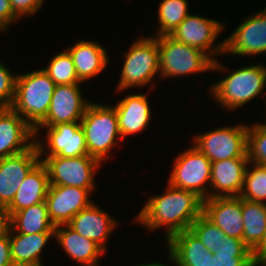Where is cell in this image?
Listing matches in <instances>:
<instances>
[{
    "label": "cell",
    "instance_id": "1",
    "mask_svg": "<svg viewBox=\"0 0 266 266\" xmlns=\"http://www.w3.org/2000/svg\"><path fill=\"white\" fill-rule=\"evenodd\" d=\"M162 195L150 197L137 215V222L147 229L165 225L166 240L174 234L190 229L191 224L202 214L203 199L195 192L167 185Z\"/></svg>",
    "mask_w": 266,
    "mask_h": 266
},
{
    "label": "cell",
    "instance_id": "2",
    "mask_svg": "<svg viewBox=\"0 0 266 266\" xmlns=\"http://www.w3.org/2000/svg\"><path fill=\"white\" fill-rule=\"evenodd\" d=\"M16 76L11 108L35 129L47 116L56 84L43 69Z\"/></svg>",
    "mask_w": 266,
    "mask_h": 266
},
{
    "label": "cell",
    "instance_id": "3",
    "mask_svg": "<svg viewBox=\"0 0 266 266\" xmlns=\"http://www.w3.org/2000/svg\"><path fill=\"white\" fill-rule=\"evenodd\" d=\"M160 76L175 77L209 70H224V65L213 61L195 47L178 42L170 35L157 36Z\"/></svg>",
    "mask_w": 266,
    "mask_h": 266
},
{
    "label": "cell",
    "instance_id": "4",
    "mask_svg": "<svg viewBox=\"0 0 266 266\" xmlns=\"http://www.w3.org/2000/svg\"><path fill=\"white\" fill-rule=\"evenodd\" d=\"M266 87V67L250 65L232 72L211 87L213 95L226 110L242 107L262 93Z\"/></svg>",
    "mask_w": 266,
    "mask_h": 266
},
{
    "label": "cell",
    "instance_id": "5",
    "mask_svg": "<svg viewBox=\"0 0 266 266\" xmlns=\"http://www.w3.org/2000/svg\"><path fill=\"white\" fill-rule=\"evenodd\" d=\"M80 125L84 131L88 155L101 163L108 158L107 153L117 144L118 135L121 138L115 108L90 102Z\"/></svg>",
    "mask_w": 266,
    "mask_h": 266
},
{
    "label": "cell",
    "instance_id": "6",
    "mask_svg": "<svg viewBox=\"0 0 266 266\" xmlns=\"http://www.w3.org/2000/svg\"><path fill=\"white\" fill-rule=\"evenodd\" d=\"M121 71L118 91L134 86L149 84L159 69V49L157 38H140L126 53Z\"/></svg>",
    "mask_w": 266,
    "mask_h": 266
},
{
    "label": "cell",
    "instance_id": "7",
    "mask_svg": "<svg viewBox=\"0 0 266 266\" xmlns=\"http://www.w3.org/2000/svg\"><path fill=\"white\" fill-rule=\"evenodd\" d=\"M211 163L204 153L191 147L176 157L168 182L176 188L195 192L205 200L210 194L205 185L210 184Z\"/></svg>",
    "mask_w": 266,
    "mask_h": 266
},
{
    "label": "cell",
    "instance_id": "8",
    "mask_svg": "<svg viewBox=\"0 0 266 266\" xmlns=\"http://www.w3.org/2000/svg\"><path fill=\"white\" fill-rule=\"evenodd\" d=\"M45 165L49 184L94 189V172L101 164L90 155L65 158L51 156L41 159Z\"/></svg>",
    "mask_w": 266,
    "mask_h": 266
},
{
    "label": "cell",
    "instance_id": "9",
    "mask_svg": "<svg viewBox=\"0 0 266 266\" xmlns=\"http://www.w3.org/2000/svg\"><path fill=\"white\" fill-rule=\"evenodd\" d=\"M248 126L223 127L195 136V147L211 161L248 157Z\"/></svg>",
    "mask_w": 266,
    "mask_h": 266
},
{
    "label": "cell",
    "instance_id": "10",
    "mask_svg": "<svg viewBox=\"0 0 266 266\" xmlns=\"http://www.w3.org/2000/svg\"><path fill=\"white\" fill-rule=\"evenodd\" d=\"M43 143L35 140L28 150L0 159V203L8 206L23 180L41 161Z\"/></svg>",
    "mask_w": 266,
    "mask_h": 266
},
{
    "label": "cell",
    "instance_id": "11",
    "mask_svg": "<svg viewBox=\"0 0 266 266\" xmlns=\"http://www.w3.org/2000/svg\"><path fill=\"white\" fill-rule=\"evenodd\" d=\"M222 29L224 25L216 20L188 14L170 36L178 42L200 49L214 61L213 53L215 56L224 53V41L213 47Z\"/></svg>",
    "mask_w": 266,
    "mask_h": 266
},
{
    "label": "cell",
    "instance_id": "12",
    "mask_svg": "<svg viewBox=\"0 0 266 266\" xmlns=\"http://www.w3.org/2000/svg\"><path fill=\"white\" fill-rule=\"evenodd\" d=\"M78 85H56L47 116L34 129L35 136H37L39 129L42 127L81 121L90 102L83 99Z\"/></svg>",
    "mask_w": 266,
    "mask_h": 266
},
{
    "label": "cell",
    "instance_id": "13",
    "mask_svg": "<svg viewBox=\"0 0 266 266\" xmlns=\"http://www.w3.org/2000/svg\"><path fill=\"white\" fill-rule=\"evenodd\" d=\"M88 189L71 186L49 185L45 202L54 226L68 224L81 210L93 202Z\"/></svg>",
    "mask_w": 266,
    "mask_h": 266
},
{
    "label": "cell",
    "instance_id": "14",
    "mask_svg": "<svg viewBox=\"0 0 266 266\" xmlns=\"http://www.w3.org/2000/svg\"><path fill=\"white\" fill-rule=\"evenodd\" d=\"M246 19L224 40V54L252 56L266 53V8Z\"/></svg>",
    "mask_w": 266,
    "mask_h": 266
},
{
    "label": "cell",
    "instance_id": "15",
    "mask_svg": "<svg viewBox=\"0 0 266 266\" xmlns=\"http://www.w3.org/2000/svg\"><path fill=\"white\" fill-rule=\"evenodd\" d=\"M34 138V129L17 112L11 107L0 108V159L30 149Z\"/></svg>",
    "mask_w": 266,
    "mask_h": 266
},
{
    "label": "cell",
    "instance_id": "16",
    "mask_svg": "<svg viewBox=\"0 0 266 266\" xmlns=\"http://www.w3.org/2000/svg\"><path fill=\"white\" fill-rule=\"evenodd\" d=\"M202 214L225 235L243 240L242 198L213 197L203 200Z\"/></svg>",
    "mask_w": 266,
    "mask_h": 266
},
{
    "label": "cell",
    "instance_id": "17",
    "mask_svg": "<svg viewBox=\"0 0 266 266\" xmlns=\"http://www.w3.org/2000/svg\"><path fill=\"white\" fill-rule=\"evenodd\" d=\"M248 164H251L248 157L212 162L210 184L215 189V193L209 194V198L240 196Z\"/></svg>",
    "mask_w": 266,
    "mask_h": 266
},
{
    "label": "cell",
    "instance_id": "18",
    "mask_svg": "<svg viewBox=\"0 0 266 266\" xmlns=\"http://www.w3.org/2000/svg\"><path fill=\"white\" fill-rule=\"evenodd\" d=\"M47 145L50 151L47 157L61 156L73 158L88 155L86 139L80 122L59 123L46 127Z\"/></svg>",
    "mask_w": 266,
    "mask_h": 266
},
{
    "label": "cell",
    "instance_id": "19",
    "mask_svg": "<svg viewBox=\"0 0 266 266\" xmlns=\"http://www.w3.org/2000/svg\"><path fill=\"white\" fill-rule=\"evenodd\" d=\"M68 225L81 236L93 240L105 251L106 240L117 223L108 213L92 203L78 212Z\"/></svg>",
    "mask_w": 266,
    "mask_h": 266
},
{
    "label": "cell",
    "instance_id": "20",
    "mask_svg": "<svg viewBox=\"0 0 266 266\" xmlns=\"http://www.w3.org/2000/svg\"><path fill=\"white\" fill-rule=\"evenodd\" d=\"M114 108L121 138L144 130L151 119V110L145 94L128 95Z\"/></svg>",
    "mask_w": 266,
    "mask_h": 266
},
{
    "label": "cell",
    "instance_id": "21",
    "mask_svg": "<svg viewBox=\"0 0 266 266\" xmlns=\"http://www.w3.org/2000/svg\"><path fill=\"white\" fill-rule=\"evenodd\" d=\"M54 237L66 254L85 266L99 265L97 260L105 252L93 240L81 236L68 224L55 226Z\"/></svg>",
    "mask_w": 266,
    "mask_h": 266
},
{
    "label": "cell",
    "instance_id": "22",
    "mask_svg": "<svg viewBox=\"0 0 266 266\" xmlns=\"http://www.w3.org/2000/svg\"><path fill=\"white\" fill-rule=\"evenodd\" d=\"M49 185L47 169L40 161L23 180L12 202L7 206L10 216L24 208L44 202Z\"/></svg>",
    "mask_w": 266,
    "mask_h": 266
},
{
    "label": "cell",
    "instance_id": "23",
    "mask_svg": "<svg viewBox=\"0 0 266 266\" xmlns=\"http://www.w3.org/2000/svg\"><path fill=\"white\" fill-rule=\"evenodd\" d=\"M66 50L72 57L81 82L100 74L108 62L107 50L92 41H79Z\"/></svg>",
    "mask_w": 266,
    "mask_h": 266
},
{
    "label": "cell",
    "instance_id": "24",
    "mask_svg": "<svg viewBox=\"0 0 266 266\" xmlns=\"http://www.w3.org/2000/svg\"><path fill=\"white\" fill-rule=\"evenodd\" d=\"M166 243L179 266H209V251L190 229L174 234Z\"/></svg>",
    "mask_w": 266,
    "mask_h": 266
},
{
    "label": "cell",
    "instance_id": "25",
    "mask_svg": "<svg viewBox=\"0 0 266 266\" xmlns=\"http://www.w3.org/2000/svg\"><path fill=\"white\" fill-rule=\"evenodd\" d=\"M13 232L14 230L10 227L9 238L12 262L43 266L40 260L42 249L48 240H50V237H54V232H40L36 234Z\"/></svg>",
    "mask_w": 266,
    "mask_h": 266
},
{
    "label": "cell",
    "instance_id": "26",
    "mask_svg": "<svg viewBox=\"0 0 266 266\" xmlns=\"http://www.w3.org/2000/svg\"><path fill=\"white\" fill-rule=\"evenodd\" d=\"M243 241L254 253L266 234V202H253L242 198Z\"/></svg>",
    "mask_w": 266,
    "mask_h": 266
},
{
    "label": "cell",
    "instance_id": "27",
    "mask_svg": "<svg viewBox=\"0 0 266 266\" xmlns=\"http://www.w3.org/2000/svg\"><path fill=\"white\" fill-rule=\"evenodd\" d=\"M10 227L16 229L17 233L24 234L54 232L55 229L49 218L45 201L13 213Z\"/></svg>",
    "mask_w": 266,
    "mask_h": 266
},
{
    "label": "cell",
    "instance_id": "28",
    "mask_svg": "<svg viewBox=\"0 0 266 266\" xmlns=\"http://www.w3.org/2000/svg\"><path fill=\"white\" fill-rule=\"evenodd\" d=\"M187 0H163L158 9V36L170 35L188 16Z\"/></svg>",
    "mask_w": 266,
    "mask_h": 266
},
{
    "label": "cell",
    "instance_id": "29",
    "mask_svg": "<svg viewBox=\"0 0 266 266\" xmlns=\"http://www.w3.org/2000/svg\"><path fill=\"white\" fill-rule=\"evenodd\" d=\"M56 85L80 84L71 55L67 50L52 58L47 68L43 69Z\"/></svg>",
    "mask_w": 266,
    "mask_h": 266
},
{
    "label": "cell",
    "instance_id": "30",
    "mask_svg": "<svg viewBox=\"0 0 266 266\" xmlns=\"http://www.w3.org/2000/svg\"><path fill=\"white\" fill-rule=\"evenodd\" d=\"M253 164L251 171L246 167L240 197L248 201L264 203V199H266V165Z\"/></svg>",
    "mask_w": 266,
    "mask_h": 266
},
{
    "label": "cell",
    "instance_id": "31",
    "mask_svg": "<svg viewBox=\"0 0 266 266\" xmlns=\"http://www.w3.org/2000/svg\"><path fill=\"white\" fill-rule=\"evenodd\" d=\"M190 230L200 239L209 252L214 251V247L226 236L223 231L203 214H201L192 224Z\"/></svg>",
    "mask_w": 266,
    "mask_h": 266
},
{
    "label": "cell",
    "instance_id": "32",
    "mask_svg": "<svg viewBox=\"0 0 266 266\" xmlns=\"http://www.w3.org/2000/svg\"><path fill=\"white\" fill-rule=\"evenodd\" d=\"M247 154L249 162L266 165V130L258 124L248 126L247 131Z\"/></svg>",
    "mask_w": 266,
    "mask_h": 266
},
{
    "label": "cell",
    "instance_id": "33",
    "mask_svg": "<svg viewBox=\"0 0 266 266\" xmlns=\"http://www.w3.org/2000/svg\"><path fill=\"white\" fill-rule=\"evenodd\" d=\"M214 255H232V257H255L252 250L243 240L225 236L223 240L214 247Z\"/></svg>",
    "mask_w": 266,
    "mask_h": 266
},
{
    "label": "cell",
    "instance_id": "34",
    "mask_svg": "<svg viewBox=\"0 0 266 266\" xmlns=\"http://www.w3.org/2000/svg\"><path fill=\"white\" fill-rule=\"evenodd\" d=\"M0 62V106L11 107L15 98L16 78L3 63Z\"/></svg>",
    "mask_w": 266,
    "mask_h": 266
},
{
    "label": "cell",
    "instance_id": "35",
    "mask_svg": "<svg viewBox=\"0 0 266 266\" xmlns=\"http://www.w3.org/2000/svg\"><path fill=\"white\" fill-rule=\"evenodd\" d=\"M209 266H259L255 257H232L209 252Z\"/></svg>",
    "mask_w": 266,
    "mask_h": 266
},
{
    "label": "cell",
    "instance_id": "36",
    "mask_svg": "<svg viewBox=\"0 0 266 266\" xmlns=\"http://www.w3.org/2000/svg\"><path fill=\"white\" fill-rule=\"evenodd\" d=\"M44 0H10L13 14L20 18L23 15L35 14L42 7Z\"/></svg>",
    "mask_w": 266,
    "mask_h": 266
},
{
    "label": "cell",
    "instance_id": "37",
    "mask_svg": "<svg viewBox=\"0 0 266 266\" xmlns=\"http://www.w3.org/2000/svg\"><path fill=\"white\" fill-rule=\"evenodd\" d=\"M14 20L18 19L13 14L10 0H0V31H5Z\"/></svg>",
    "mask_w": 266,
    "mask_h": 266
},
{
    "label": "cell",
    "instance_id": "38",
    "mask_svg": "<svg viewBox=\"0 0 266 266\" xmlns=\"http://www.w3.org/2000/svg\"><path fill=\"white\" fill-rule=\"evenodd\" d=\"M12 264L9 232L0 235V266Z\"/></svg>",
    "mask_w": 266,
    "mask_h": 266
},
{
    "label": "cell",
    "instance_id": "39",
    "mask_svg": "<svg viewBox=\"0 0 266 266\" xmlns=\"http://www.w3.org/2000/svg\"><path fill=\"white\" fill-rule=\"evenodd\" d=\"M11 216L8 207L0 203V235L9 232Z\"/></svg>",
    "mask_w": 266,
    "mask_h": 266
},
{
    "label": "cell",
    "instance_id": "40",
    "mask_svg": "<svg viewBox=\"0 0 266 266\" xmlns=\"http://www.w3.org/2000/svg\"><path fill=\"white\" fill-rule=\"evenodd\" d=\"M254 256L259 266H266V234L262 245L254 252Z\"/></svg>",
    "mask_w": 266,
    "mask_h": 266
},
{
    "label": "cell",
    "instance_id": "41",
    "mask_svg": "<svg viewBox=\"0 0 266 266\" xmlns=\"http://www.w3.org/2000/svg\"><path fill=\"white\" fill-rule=\"evenodd\" d=\"M168 259H170L171 261H173V263L175 262V265L176 266H179V264L177 263V260L175 259V257L169 252V258ZM139 266H166V265H164V264H161V263H150V264H143V265H139Z\"/></svg>",
    "mask_w": 266,
    "mask_h": 266
},
{
    "label": "cell",
    "instance_id": "42",
    "mask_svg": "<svg viewBox=\"0 0 266 266\" xmlns=\"http://www.w3.org/2000/svg\"><path fill=\"white\" fill-rule=\"evenodd\" d=\"M10 266H39V265H34V264H31V263H15V262H12V264Z\"/></svg>",
    "mask_w": 266,
    "mask_h": 266
},
{
    "label": "cell",
    "instance_id": "43",
    "mask_svg": "<svg viewBox=\"0 0 266 266\" xmlns=\"http://www.w3.org/2000/svg\"><path fill=\"white\" fill-rule=\"evenodd\" d=\"M262 129L266 130V123L264 124H258Z\"/></svg>",
    "mask_w": 266,
    "mask_h": 266
}]
</instances>
